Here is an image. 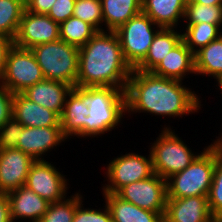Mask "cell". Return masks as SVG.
Listing matches in <instances>:
<instances>
[{
	"instance_id": "1",
	"label": "cell",
	"mask_w": 222,
	"mask_h": 222,
	"mask_svg": "<svg viewBox=\"0 0 222 222\" xmlns=\"http://www.w3.org/2000/svg\"><path fill=\"white\" fill-rule=\"evenodd\" d=\"M126 113L182 117L201 109L198 95L182 81L133 69L125 89Z\"/></svg>"
},
{
	"instance_id": "2",
	"label": "cell",
	"mask_w": 222,
	"mask_h": 222,
	"mask_svg": "<svg viewBox=\"0 0 222 222\" xmlns=\"http://www.w3.org/2000/svg\"><path fill=\"white\" fill-rule=\"evenodd\" d=\"M133 69L115 31H99L79 48L77 87H115L125 91Z\"/></svg>"
},
{
	"instance_id": "3",
	"label": "cell",
	"mask_w": 222,
	"mask_h": 222,
	"mask_svg": "<svg viewBox=\"0 0 222 222\" xmlns=\"http://www.w3.org/2000/svg\"><path fill=\"white\" fill-rule=\"evenodd\" d=\"M83 103L89 109V116L86 117V138L114 130L125 117L126 97L122 89L83 87Z\"/></svg>"
},
{
	"instance_id": "4",
	"label": "cell",
	"mask_w": 222,
	"mask_h": 222,
	"mask_svg": "<svg viewBox=\"0 0 222 222\" xmlns=\"http://www.w3.org/2000/svg\"><path fill=\"white\" fill-rule=\"evenodd\" d=\"M45 79L76 86L79 48L61 39L39 44L30 49Z\"/></svg>"
},
{
	"instance_id": "5",
	"label": "cell",
	"mask_w": 222,
	"mask_h": 222,
	"mask_svg": "<svg viewBox=\"0 0 222 222\" xmlns=\"http://www.w3.org/2000/svg\"><path fill=\"white\" fill-rule=\"evenodd\" d=\"M184 170L167 179V198L208 196L217 155L205 147Z\"/></svg>"
},
{
	"instance_id": "6",
	"label": "cell",
	"mask_w": 222,
	"mask_h": 222,
	"mask_svg": "<svg viewBox=\"0 0 222 222\" xmlns=\"http://www.w3.org/2000/svg\"><path fill=\"white\" fill-rule=\"evenodd\" d=\"M170 127H165L154 143H150L153 171L165 180L173 174L187 168L200 153L192 152L191 148L175 134Z\"/></svg>"
},
{
	"instance_id": "7",
	"label": "cell",
	"mask_w": 222,
	"mask_h": 222,
	"mask_svg": "<svg viewBox=\"0 0 222 222\" xmlns=\"http://www.w3.org/2000/svg\"><path fill=\"white\" fill-rule=\"evenodd\" d=\"M160 29L150 17L140 12L115 31L123 56L132 69L145 59L153 38Z\"/></svg>"
},
{
	"instance_id": "8",
	"label": "cell",
	"mask_w": 222,
	"mask_h": 222,
	"mask_svg": "<svg viewBox=\"0 0 222 222\" xmlns=\"http://www.w3.org/2000/svg\"><path fill=\"white\" fill-rule=\"evenodd\" d=\"M44 75L30 49L14 46L9 50L0 83L13 94L44 80Z\"/></svg>"
},
{
	"instance_id": "9",
	"label": "cell",
	"mask_w": 222,
	"mask_h": 222,
	"mask_svg": "<svg viewBox=\"0 0 222 222\" xmlns=\"http://www.w3.org/2000/svg\"><path fill=\"white\" fill-rule=\"evenodd\" d=\"M106 178L108 184H104L103 193L116 194L124 186L149 178L154 174L151 154L148 157L140 154L126 153L110 160ZM106 185V186H105Z\"/></svg>"
},
{
	"instance_id": "10",
	"label": "cell",
	"mask_w": 222,
	"mask_h": 222,
	"mask_svg": "<svg viewBox=\"0 0 222 222\" xmlns=\"http://www.w3.org/2000/svg\"><path fill=\"white\" fill-rule=\"evenodd\" d=\"M116 195L144 210L160 213L163 217L167 202V180L154 173L147 179L130 183Z\"/></svg>"
},
{
	"instance_id": "11",
	"label": "cell",
	"mask_w": 222,
	"mask_h": 222,
	"mask_svg": "<svg viewBox=\"0 0 222 222\" xmlns=\"http://www.w3.org/2000/svg\"><path fill=\"white\" fill-rule=\"evenodd\" d=\"M56 167L44 160H35L28 172L25 182L27 188L49 203L63 200L69 189L68 179Z\"/></svg>"
},
{
	"instance_id": "12",
	"label": "cell",
	"mask_w": 222,
	"mask_h": 222,
	"mask_svg": "<svg viewBox=\"0 0 222 222\" xmlns=\"http://www.w3.org/2000/svg\"><path fill=\"white\" fill-rule=\"evenodd\" d=\"M60 39L59 24L47 14H36L24 10L14 38V46L31 49L36 45Z\"/></svg>"
},
{
	"instance_id": "13",
	"label": "cell",
	"mask_w": 222,
	"mask_h": 222,
	"mask_svg": "<svg viewBox=\"0 0 222 222\" xmlns=\"http://www.w3.org/2000/svg\"><path fill=\"white\" fill-rule=\"evenodd\" d=\"M68 139L61 126L25 127L20 135L17 149L31 156L34 160H44L46 152ZM43 157V158H42Z\"/></svg>"
},
{
	"instance_id": "14",
	"label": "cell",
	"mask_w": 222,
	"mask_h": 222,
	"mask_svg": "<svg viewBox=\"0 0 222 222\" xmlns=\"http://www.w3.org/2000/svg\"><path fill=\"white\" fill-rule=\"evenodd\" d=\"M164 222H221L211 214L207 196L167 198Z\"/></svg>"
},
{
	"instance_id": "15",
	"label": "cell",
	"mask_w": 222,
	"mask_h": 222,
	"mask_svg": "<svg viewBox=\"0 0 222 222\" xmlns=\"http://www.w3.org/2000/svg\"><path fill=\"white\" fill-rule=\"evenodd\" d=\"M34 161L19 149L0 150V192L9 193L24 186Z\"/></svg>"
},
{
	"instance_id": "16",
	"label": "cell",
	"mask_w": 222,
	"mask_h": 222,
	"mask_svg": "<svg viewBox=\"0 0 222 222\" xmlns=\"http://www.w3.org/2000/svg\"><path fill=\"white\" fill-rule=\"evenodd\" d=\"M87 116H89V109L83 103V87L75 86L68 93L60 116V126L63 134L68 139L72 136L85 138Z\"/></svg>"
},
{
	"instance_id": "17",
	"label": "cell",
	"mask_w": 222,
	"mask_h": 222,
	"mask_svg": "<svg viewBox=\"0 0 222 222\" xmlns=\"http://www.w3.org/2000/svg\"><path fill=\"white\" fill-rule=\"evenodd\" d=\"M7 195L12 222L19 220V218L22 221L27 219L30 222H39L50 205L47 200L26 186L10 191Z\"/></svg>"
},
{
	"instance_id": "18",
	"label": "cell",
	"mask_w": 222,
	"mask_h": 222,
	"mask_svg": "<svg viewBox=\"0 0 222 222\" xmlns=\"http://www.w3.org/2000/svg\"><path fill=\"white\" fill-rule=\"evenodd\" d=\"M12 116L25 127L60 126V116L34 103L22 93L14 94Z\"/></svg>"
},
{
	"instance_id": "19",
	"label": "cell",
	"mask_w": 222,
	"mask_h": 222,
	"mask_svg": "<svg viewBox=\"0 0 222 222\" xmlns=\"http://www.w3.org/2000/svg\"><path fill=\"white\" fill-rule=\"evenodd\" d=\"M73 87L55 80L44 79L28 87L22 94L34 103L61 116L68 93Z\"/></svg>"
},
{
	"instance_id": "20",
	"label": "cell",
	"mask_w": 222,
	"mask_h": 222,
	"mask_svg": "<svg viewBox=\"0 0 222 222\" xmlns=\"http://www.w3.org/2000/svg\"><path fill=\"white\" fill-rule=\"evenodd\" d=\"M151 73L156 76L183 81L189 73L196 74L194 53L182 40L167 53Z\"/></svg>"
},
{
	"instance_id": "21",
	"label": "cell",
	"mask_w": 222,
	"mask_h": 222,
	"mask_svg": "<svg viewBox=\"0 0 222 222\" xmlns=\"http://www.w3.org/2000/svg\"><path fill=\"white\" fill-rule=\"evenodd\" d=\"M185 9L186 0H142V12L161 28H177Z\"/></svg>"
},
{
	"instance_id": "22",
	"label": "cell",
	"mask_w": 222,
	"mask_h": 222,
	"mask_svg": "<svg viewBox=\"0 0 222 222\" xmlns=\"http://www.w3.org/2000/svg\"><path fill=\"white\" fill-rule=\"evenodd\" d=\"M105 204L110 210L112 222H164L158 212L144 210L130 202L122 200L116 194L103 193Z\"/></svg>"
},
{
	"instance_id": "23",
	"label": "cell",
	"mask_w": 222,
	"mask_h": 222,
	"mask_svg": "<svg viewBox=\"0 0 222 222\" xmlns=\"http://www.w3.org/2000/svg\"><path fill=\"white\" fill-rule=\"evenodd\" d=\"M176 30V31H175ZM182 41V30L177 28H161L153 38L145 59L135 68L143 72H151L175 46Z\"/></svg>"
},
{
	"instance_id": "24",
	"label": "cell",
	"mask_w": 222,
	"mask_h": 222,
	"mask_svg": "<svg viewBox=\"0 0 222 222\" xmlns=\"http://www.w3.org/2000/svg\"><path fill=\"white\" fill-rule=\"evenodd\" d=\"M103 24L107 31H116L130 18L142 12V0H101Z\"/></svg>"
},
{
	"instance_id": "25",
	"label": "cell",
	"mask_w": 222,
	"mask_h": 222,
	"mask_svg": "<svg viewBox=\"0 0 222 222\" xmlns=\"http://www.w3.org/2000/svg\"><path fill=\"white\" fill-rule=\"evenodd\" d=\"M196 75L222 78V35L194 53ZM211 75V76H210Z\"/></svg>"
},
{
	"instance_id": "26",
	"label": "cell",
	"mask_w": 222,
	"mask_h": 222,
	"mask_svg": "<svg viewBox=\"0 0 222 222\" xmlns=\"http://www.w3.org/2000/svg\"><path fill=\"white\" fill-rule=\"evenodd\" d=\"M182 33V40L186 46L195 53L200 48L207 46L210 42L218 39L222 32V24H209L206 22L198 24H187Z\"/></svg>"
},
{
	"instance_id": "27",
	"label": "cell",
	"mask_w": 222,
	"mask_h": 222,
	"mask_svg": "<svg viewBox=\"0 0 222 222\" xmlns=\"http://www.w3.org/2000/svg\"><path fill=\"white\" fill-rule=\"evenodd\" d=\"M25 0H0V35L12 40L16 37Z\"/></svg>"
},
{
	"instance_id": "28",
	"label": "cell",
	"mask_w": 222,
	"mask_h": 222,
	"mask_svg": "<svg viewBox=\"0 0 222 222\" xmlns=\"http://www.w3.org/2000/svg\"><path fill=\"white\" fill-rule=\"evenodd\" d=\"M60 39L78 48L84 46L97 31L88 23L71 16L59 25Z\"/></svg>"
},
{
	"instance_id": "29",
	"label": "cell",
	"mask_w": 222,
	"mask_h": 222,
	"mask_svg": "<svg viewBox=\"0 0 222 222\" xmlns=\"http://www.w3.org/2000/svg\"><path fill=\"white\" fill-rule=\"evenodd\" d=\"M79 192H75L71 197L50 203L47 211L40 218L39 222H72L77 204L83 200Z\"/></svg>"
},
{
	"instance_id": "30",
	"label": "cell",
	"mask_w": 222,
	"mask_h": 222,
	"mask_svg": "<svg viewBox=\"0 0 222 222\" xmlns=\"http://www.w3.org/2000/svg\"><path fill=\"white\" fill-rule=\"evenodd\" d=\"M184 21L187 24H222V5L186 3Z\"/></svg>"
},
{
	"instance_id": "31",
	"label": "cell",
	"mask_w": 222,
	"mask_h": 222,
	"mask_svg": "<svg viewBox=\"0 0 222 222\" xmlns=\"http://www.w3.org/2000/svg\"><path fill=\"white\" fill-rule=\"evenodd\" d=\"M73 16L90 24L97 32L104 31L101 0H75Z\"/></svg>"
},
{
	"instance_id": "32",
	"label": "cell",
	"mask_w": 222,
	"mask_h": 222,
	"mask_svg": "<svg viewBox=\"0 0 222 222\" xmlns=\"http://www.w3.org/2000/svg\"><path fill=\"white\" fill-rule=\"evenodd\" d=\"M211 214L222 222V157L217 156L212 184L207 196Z\"/></svg>"
},
{
	"instance_id": "33",
	"label": "cell",
	"mask_w": 222,
	"mask_h": 222,
	"mask_svg": "<svg viewBox=\"0 0 222 222\" xmlns=\"http://www.w3.org/2000/svg\"><path fill=\"white\" fill-rule=\"evenodd\" d=\"M24 125L13 116L0 128V150L17 149Z\"/></svg>"
},
{
	"instance_id": "34",
	"label": "cell",
	"mask_w": 222,
	"mask_h": 222,
	"mask_svg": "<svg viewBox=\"0 0 222 222\" xmlns=\"http://www.w3.org/2000/svg\"><path fill=\"white\" fill-rule=\"evenodd\" d=\"M81 200L77 206L72 222H112L110 210L104 204V210L84 208Z\"/></svg>"
},
{
	"instance_id": "35",
	"label": "cell",
	"mask_w": 222,
	"mask_h": 222,
	"mask_svg": "<svg viewBox=\"0 0 222 222\" xmlns=\"http://www.w3.org/2000/svg\"><path fill=\"white\" fill-rule=\"evenodd\" d=\"M75 0H56L48 16L59 25L73 16Z\"/></svg>"
},
{
	"instance_id": "36",
	"label": "cell",
	"mask_w": 222,
	"mask_h": 222,
	"mask_svg": "<svg viewBox=\"0 0 222 222\" xmlns=\"http://www.w3.org/2000/svg\"><path fill=\"white\" fill-rule=\"evenodd\" d=\"M14 94L0 83V128L12 117Z\"/></svg>"
},
{
	"instance_id": "37",
	"label": "cell",
	"mask_w": 222,
	"mask_h": 222,
	"mask_svg": "<svg viewBox=\"0 0 222 222\" xmlns=\"http://www.w3.org/2000/svg\"><path fill=\"white\" fill-rule=\"evenodd\" d=\"M56 0H25V10L36 14H48Z\"/></svg>"
},
{
	"instance_id": "38",
	"label": "cell",
	"mask_w": 222,
	"mask_h": 222,
	"mask_svg": "<svg viewBox=\"0 0 222 222\" xmlns=\"http://www.w3.org/2000/svg\"><path fill=\"white\" fill-rule=\"evenodd\" d=\"M12 39L0 35V78L3 75L9 50L13 47Z\"/></svg>"
},
{
	"instance_id": "39",
	"label": "cell",
	"mask_w": 222,
	"mask_h": 222,
	"mask_svg": "<svg viewBox=\"0 0 222 222\" xmlns=\"http://www.w3.org/2000/svg\"><path fill=\"white\" fill-rule=\"evenodd\" d=\"M0 222H11L7 193L0 192Z\"/></svg>"
},
{
	"instance_id": "40",
	"label": "cell",
	"mask_w": 222,
	"mask_h": 222,
	"mask_svg": "<svg viewBox=\"0 0 222 222\" xmlns=\"http://www.w3.org/2000/svg\"><path fill=\"white\" fill-rule=\"evenodd\" d=\"M222 134V133H221ZM222 136V135H220ZM211 145L206 146L211 152H213L218 157H222V137H216Z\"/></svg>"
},
{
	"instance_id": "41",
	"label": "cell",
	"mask_w": 222,
	"mask_h": 222,
	"mask_svg": "<svg viewBox=\"0 0 222 222\" xmlns=\"http://www.w3.org/2000/svg\"><path fill=\"white\" fill-rule=\"evenodd\" d=\"M186 3H198L203 5H222V0H186Z\"/></svg>"
},
{
	"instance_id": "42",
	"label": "cell",
	"mask_w": 222,
	"mask_h": 222,
	"mask_svg": "<svg viewBox=\"0 0 222 222\" xmlns=\"http://www.w3.org/2000/svg\"><path fill=\"white\" fill-rule=\"evenodd\" d=\"M217 85H218V89L219 90L221 89V92H222V78L219 81H217Z\"/></svg>"
}]
</instances>
